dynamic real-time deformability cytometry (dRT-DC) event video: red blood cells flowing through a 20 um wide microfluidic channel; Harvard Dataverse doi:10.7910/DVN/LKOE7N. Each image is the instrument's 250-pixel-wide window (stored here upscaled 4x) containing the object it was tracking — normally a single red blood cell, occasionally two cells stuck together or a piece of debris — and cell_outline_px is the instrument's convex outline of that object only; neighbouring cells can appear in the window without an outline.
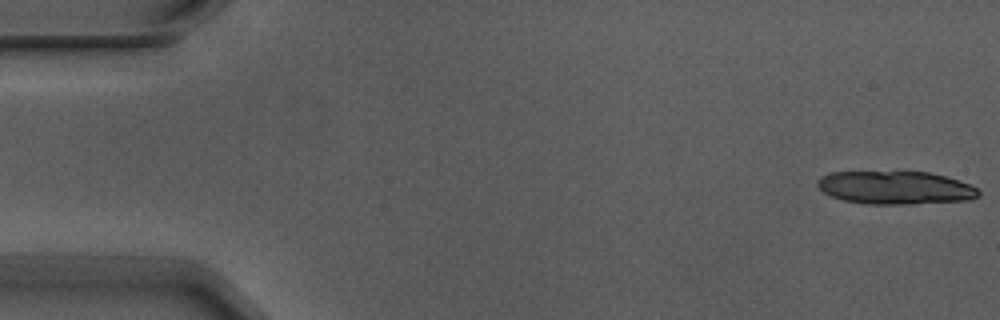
{"species": "Egyptian fruit bat (a non-hibernating species)", "species_latin": "Rousettus aegyptiacus", "temperature_condition": "warm", "stored_images_in_passage": 7, "camera_frame_rate_fps": 3000, "um_per_image_px": 0.085, "animal": {"sex": "male"}, "frame": {"image": 1, "passage_image": 1, "time_ms": 0.0, "image_size_px": [1000, 320], "cell_outline_px": [[980, 196], [972, 200], [916, 204], [864, 204], [844, 200], [832, 196], [824, 192], [816, 184], [820, 176], [832, 172], [904, 168], [928, 172], [948, 176], [972, 184], [980, 192]], "centroid_in_image_um": [76.15, 15.9], "position_along_channel_um": 8.9, "area_um2": 32.83}}